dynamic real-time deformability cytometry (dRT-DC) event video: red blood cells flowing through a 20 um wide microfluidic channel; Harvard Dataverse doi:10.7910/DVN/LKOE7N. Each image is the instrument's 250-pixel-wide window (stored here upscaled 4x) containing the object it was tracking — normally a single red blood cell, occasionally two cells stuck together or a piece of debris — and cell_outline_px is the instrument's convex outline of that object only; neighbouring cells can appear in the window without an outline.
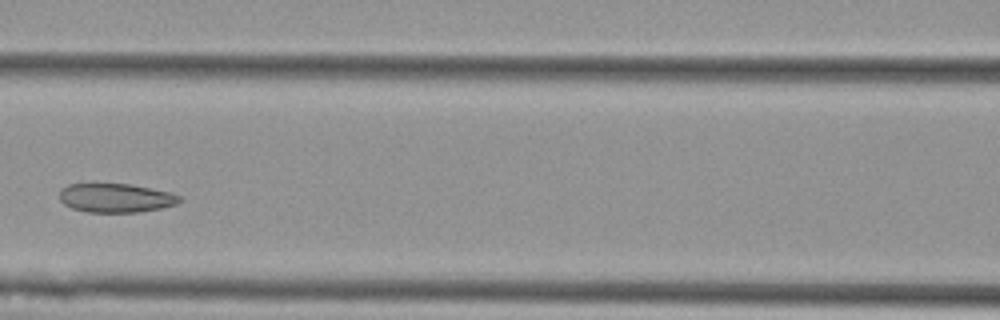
{"species": "Egyptian fruit bat (a non-hibernating species)", "species_latin": "Rousettus aegyptiacus", "temperature_condition": "cold", "stored_images_in_passage": 5, "camera_frame_rate_fps": 3000, "um_per_image_px": 0.085, "animal": {"sex": "female"}, "frame": {"image": 1, "passage_image": 5, "time_ms": 1.333, "image_size_px": [1000, 320], "cell_outline_px": [[184, 200], [176, 204], [160, 208], [136, 212], [88, 212], [72, 208], [64, 204], [60, 200], [60, 188], [68, 184], [132, 184], [172, 192], [180, 196]], "centroid_in_image_um": [9.86, 16.81], "position_along_channel_um": 156.7, "area_um2": 20.35}}